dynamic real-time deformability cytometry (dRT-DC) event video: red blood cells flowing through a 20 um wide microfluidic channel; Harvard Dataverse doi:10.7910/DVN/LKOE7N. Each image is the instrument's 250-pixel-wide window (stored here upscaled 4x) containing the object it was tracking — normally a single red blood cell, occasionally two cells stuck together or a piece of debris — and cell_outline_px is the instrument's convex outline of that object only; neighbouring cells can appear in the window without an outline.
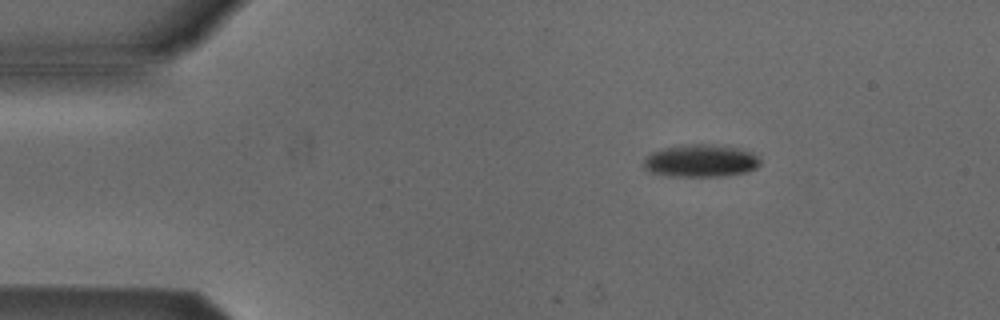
{"species": "Egyptian fruit bat (a non-hibernating species)", "species_latin": "Rousettus aegyptiacus", "temperature_condition": "cold", "stored_images_in_passage": 5, "camera_frame_rate_fps": 3000, "um_per_image_px": 0.085, "animal": {"sex": "male"}, "frame": {"image": 1, "passage_image": 3, "time_ms": 2.333, "image_size_px": [1000, 320], "cell_outline_px": [[760, 164], [756, 168], [748, 172], [728, 176], [668, 176], [648, 172], [640, 164], [644, 156], [652, 152], [664, 148], [680, 144], [712, 144], [740, 148], [752, 152], [760, 156]], "centroid_in_image_um": [59.54, 13.67], "position_along_channel_um": 25.5, "area_um2": 22.77}}